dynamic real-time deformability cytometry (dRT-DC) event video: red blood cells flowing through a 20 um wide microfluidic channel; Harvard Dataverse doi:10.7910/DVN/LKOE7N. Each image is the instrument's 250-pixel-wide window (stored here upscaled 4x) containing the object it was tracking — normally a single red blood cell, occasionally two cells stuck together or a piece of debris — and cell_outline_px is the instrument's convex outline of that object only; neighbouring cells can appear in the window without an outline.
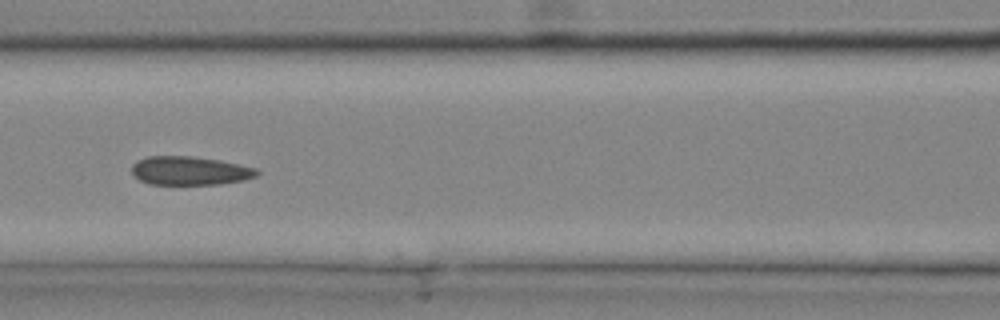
{"species": "common noctule bat (a hibernating species)", "species_latin": "Nyctalus noctula", "temperature_condition": "cold", "stored_images_in_passage": 33, "camera_frame_rate_fps": 3000, "um_per_image_px": 0.085, "animal": {"sex": "male", "body_mass_g": 20.4}, "frame": {"image": 1, "passage_image": 15, "time_ms": 4.667, "image_size_px": [1000, 320], "cell_outline_px": [[260, 172], [256, 176], [244, 180], [216, 184], [148, 184], [140, 180], [132, 172], [132, 164], [136, 160], [148, 156], [192, 156], [220, 160], [240, 164], [256, 168]], "centroid_in_image_um": [16.13, 14.5], "position_along_channel_um": 150.5, "area_um2": 20.92}}